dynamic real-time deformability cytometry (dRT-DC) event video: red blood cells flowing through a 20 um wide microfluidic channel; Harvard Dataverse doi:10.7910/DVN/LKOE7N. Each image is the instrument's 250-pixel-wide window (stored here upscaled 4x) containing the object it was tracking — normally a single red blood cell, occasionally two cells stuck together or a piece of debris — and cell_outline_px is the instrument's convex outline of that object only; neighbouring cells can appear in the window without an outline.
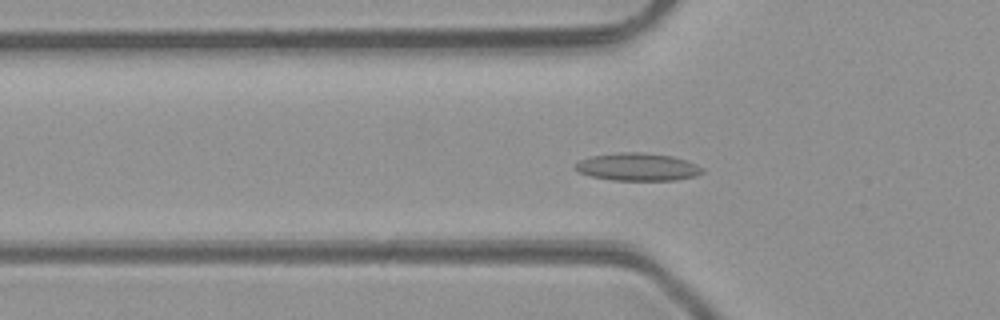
{"species": "common noctule bat (a hibernating species)", "species_latin": "Nyctalus noctula", "temperature_condition": "room temperature", "stored_images_in_passage": 42, "camera_frame_rate_fps": 3000, "um_per_image_px": 0.085, "animal": {"sex": "male", "body_mass_g": 23.1, "forearm_length_mm": 52.7}, "frame": {"image": 1, "passage_image": 16, "time_ms": 5.0, "image_size_px": [1000, 320], "cell_outline_px": [[704, 172], [696, 176], [676, 180], [612, 180], [592, 176], [580, 172], [572, 168], [580, 160], [588, 156], [616, 152], [644, 152], [672, 156], [688, 160], [704, 168]], "centroid_in_image_um": [54.21, 14.17], "position_along_channel_um": 71.6, "area_um2": 20.75}}
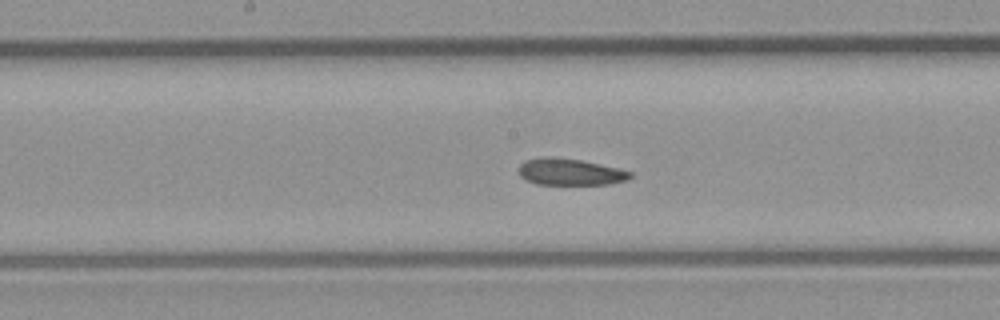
{"frame": {"image": 2, "passage_image": 25, "time_ms": 8.0, "image_size_px": [1000, 320], "cell_outline_px": [[632, 176], [628, 180], [608, 184], [536, 184], [524, 180], [520, 176], [516, 168], [524, 160], [540, 156], [552, 156], [580, 160], [620, 168], [632, 172]], "centroid_in_image_um": [48.4, 14.6], "position_along_channel_um": 199.8, "area_um2": 17.69}}
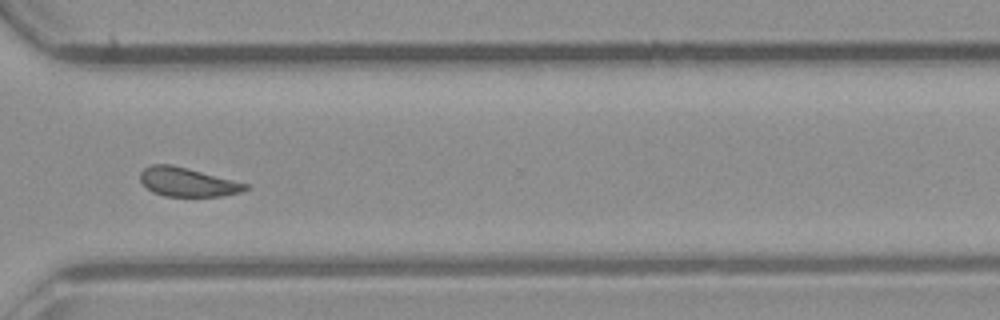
{"frame": {"image": 3, "passage_image": 36, "time_ms": 11.667, "image_size_px": [1000, 320], "cell_outline_px": [[252, 188], [244, 192], [224, 196], [164, 196], [152, 192], [140, 180], [140, 172], [144, 168], [152, 164], [172, 164], [188, 168], [248, 184]], "centroid_in_image_um": [15.97, 15.48], "position_along_channel_um": 354.6, "area_um2": 17.86}, "authors_computed_cell_mechanics": {"area_um2": 18.4671, "velocity_mm_per_s": 4.2362, "shape_relaxation_time_tau1_ms": null, "shape_relaxation_time_tau2_ms": 2.2277, "deformation_change_tau1": null, "deformation_change_tau2": 0.0803}}